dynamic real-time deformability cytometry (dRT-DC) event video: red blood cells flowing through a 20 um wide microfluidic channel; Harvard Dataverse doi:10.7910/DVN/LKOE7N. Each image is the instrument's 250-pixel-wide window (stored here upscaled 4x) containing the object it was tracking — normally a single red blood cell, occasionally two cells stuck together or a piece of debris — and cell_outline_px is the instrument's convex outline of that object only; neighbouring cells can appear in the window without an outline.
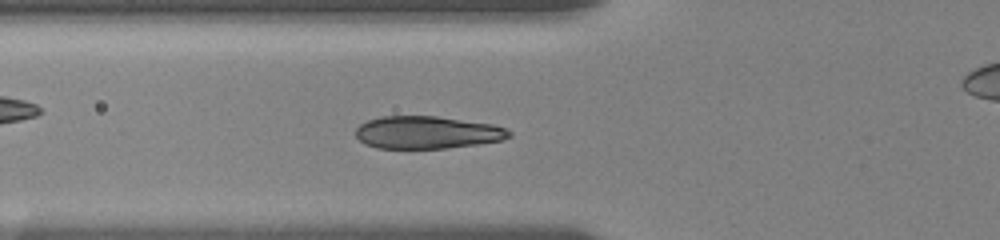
{"species": "human", "species_latin": "Homo sapiens", "temperature_condition": "room temperature", "stored_images_in_passage": 53, "camera_frame_rate_fps": 3000, "um_per_image_px": 0.085, "donor": {"sex": "female"}, "frame": {"image": 1, "passage_image": 17, "time_ms": 5.333, "image_size_px": [1000, 240], "cell_outline_px": [[512, 136], [504, 140], [448, 148], [376, 148], [364, 144], [356, 136], [356, 128], [360, 124], [368, 120], [380, 116], [436, 116], [492, 124], [504, 128], [512, 132]], "centroid_in_image_um": [36.3, 11.26], "position_along_channel_um": 89.5, "area_um2": 29.13}}
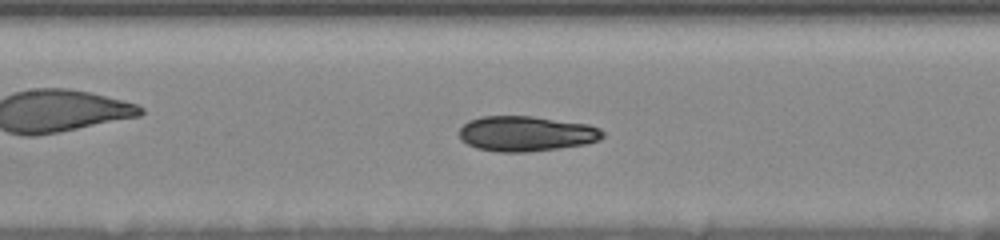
{"frame": {"image": 2, "passage_image": 23, "time_ms": 7.333, "image_size_px": [1000, 240], "cell_outline_px": [[604, 136], [600, 140], [584, 144], [528, 152], [500, 152], [476, 148], [460, 140], [460, 128], [468, 120], [480, 116], [532, 116], [588, 124], [600, 128], [604, 132]], "centroid_in_image_um": [44.71, 11.35], "position_along_channel_um": 162.7, "area_um2": 29.48}}
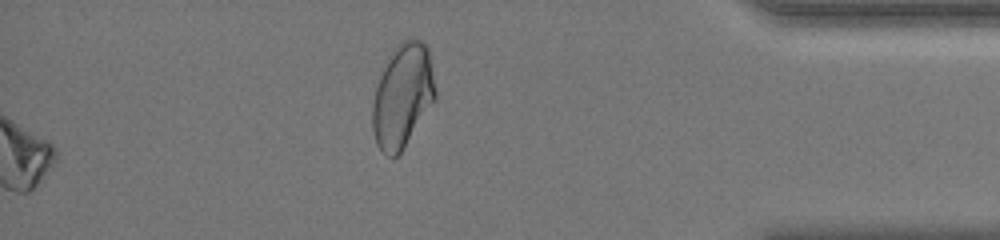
{"frame": {"image": 3, "passage_image": 53, "time_ms": 17.333, "image_size_px": [1000, 240], "cell_outline_px": [[436, 100], [400, 152], [396, 156], [384, 156], [376, 144], [372, 128], [372, 104], [376, 88], [380, 76], [396, 44], [408, 36], [412, 36], [420, 40], [428, 48], [436, 92]], "centroid_in_image_um": [34.22, 8.13], "position_along_channel_um": 401.0, "area_um2": 37.97}, "authors_computed_cell_mechanics": {"area_um2": 28.8422, "velocity_mm_per_s": 3.6323, "shape_relaxation_time_tau1_ms": 3.0763, "shape_relaxation_time_tau2_ms": null, "deformation_change_tau1": 0.078, "deformation_change_tau2": null}}